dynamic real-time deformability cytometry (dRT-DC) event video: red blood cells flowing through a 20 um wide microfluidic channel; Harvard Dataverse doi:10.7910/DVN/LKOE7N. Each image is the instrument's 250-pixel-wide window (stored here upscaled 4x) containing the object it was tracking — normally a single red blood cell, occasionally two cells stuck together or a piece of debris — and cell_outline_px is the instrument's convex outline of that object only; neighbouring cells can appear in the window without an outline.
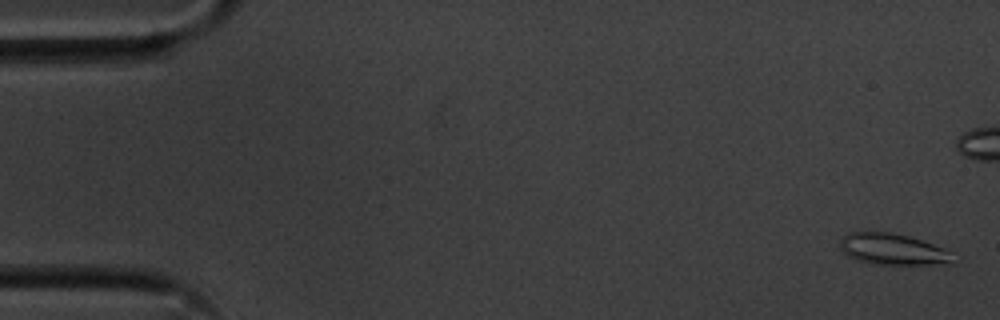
{"species": "common noctule bat (a hibernating species)", "species_latin": "Nyctalus noctula", "temperature_condition": "cold", "stored_images_in_passage": 57, "camera_frame_rate_fps": 3000, "um_per_image_px": 0.085, "animal": {"sex": "male", "body_mass_g": 20.1, "forearm_length_mm": 53.5}, "frame": {"image": 1, "passage_image": 2, "time_ms": 0.333, "image_size_px": [1000, 320], "cell_outline_px": [[960, 260], [956, 264], [872, 264], [856, 260], [848, 256], [840, 248], [840, 240], [848, 232], [888, 232], [908, 236], [944, 248], [960, 256]], "centroid_in_image_um": [76.0, 21.21], "position_along_channel_um": 9.0, "area_um2": 20.98}}
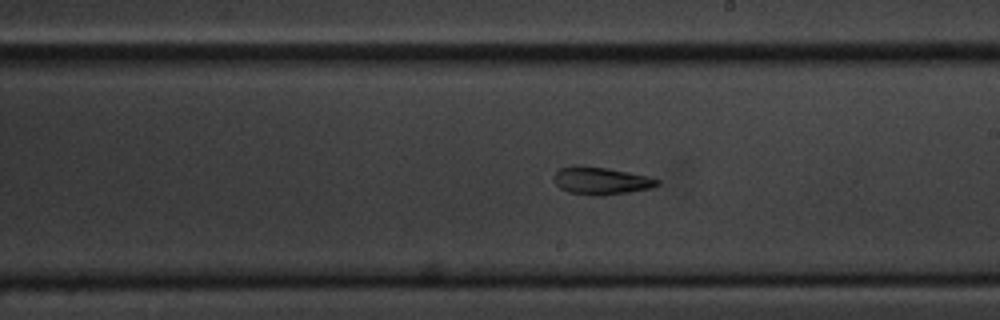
{"frame": {"image": 2, "passage_image": 32, "time_ms": 10.333, "image_size_px": [1000, 320], "cell_outline_px": [[660, 184], [652, 188], [628, 192], [600, 196], [596, 196], [568, 192], [560, 188], [552, 180], [552, 176], [560, 168], [572, 164], [608, 168], [648, 176], [660, 180]], "centroid_in_image_um": [51.05, 15.35], "position_along_channel_um": 237.9, "area_um2": 16.82}}
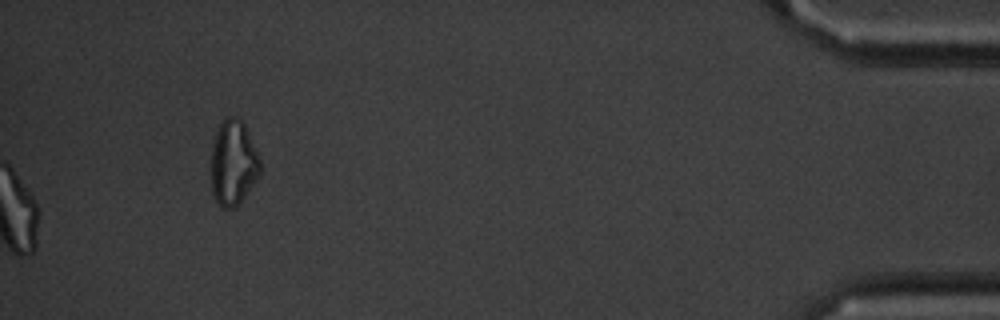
{"frame": {"image": 3, "passage_image": 57, "time_ms": 18.667, "image_size_px": [1000, 320], "cell_outline_px": [[260, 172], [256, 180], [244, 196], [232, 208], [224, 208], [216, 200], [212, 192], [212, 144], [216, 132], [224, 116], [236, 116], [244, 124], [260, 160]], "centroid_in_image_um": [19.81, 13.8], "position_along_channel_um": 415.4, "area_um2": 23.81}, "authors_computed_cell_mechanics": {"area_um2": 18.4382, "velocity_mm_per_s": 3.5941, "shape_relaxation_time_tau1_ms": 6.3704, "shape_relaxation_time_tau2_ms": 5.6198, "deformation_change_tau1": 0.2078, "deformation_change_tau2": 0.1582}}